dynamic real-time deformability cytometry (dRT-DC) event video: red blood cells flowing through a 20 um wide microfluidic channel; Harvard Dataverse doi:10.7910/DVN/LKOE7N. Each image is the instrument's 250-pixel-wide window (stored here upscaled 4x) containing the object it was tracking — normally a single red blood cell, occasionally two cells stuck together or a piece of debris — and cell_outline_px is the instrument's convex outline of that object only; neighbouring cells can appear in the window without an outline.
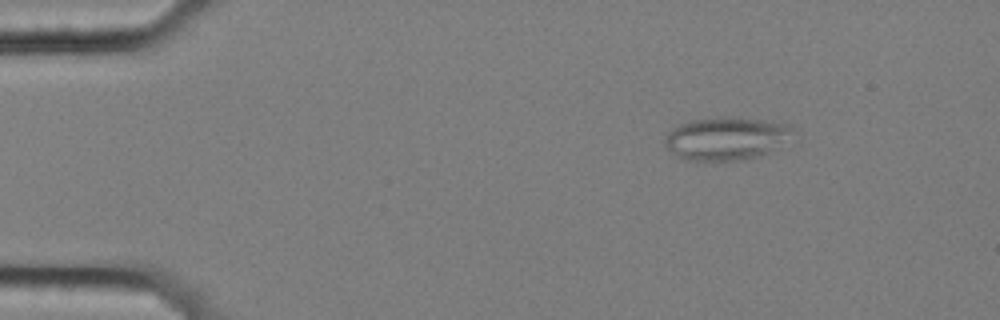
{"species": "common noctule bat (a hibernating species)", "species_latin": "Nyctalus noctula", "temperature_condition": "cold", "stored_images_in_passage": 53, "camera_frame_rate_fps": 3000, "um_per_image_px": 0.085, "animal": {"sex": "female", "body_mass_g": 25.1}, "frame": {"image": 1, "passage_image": 4, "time_ms": 1.0, "image_size_px": [1000, 320], "cell_outline_px": [[792, 128], [768, 152], [760, 156], [744, 160], [684, 160], [676, 156], [664, 144], [664, 136], [672, 128], [680, 124], [692, 120], [716, 116], [736, 116], [764, 120], [788, 124]], "centroid_in_image_um": [61.58, 11.75], "position_along_channel_um": 23.4, "area_um2": 31.56}}
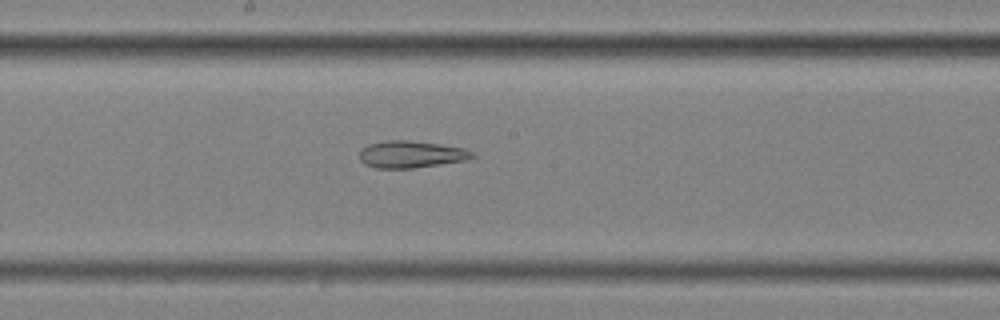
{"frame": {"image": 2, "passage_image": 27, "time_ms": 8.667, "image_size_px": [1000, 320], "cell_outline_px": [[476, 156], [464, 160], [412, 168], [376, 168], [364, 164], [360, 160], [360, 148], [368, 144], [384, 140], [408, 140], [440, 144], [464, 148], [472, 152]], "centroid_in_image_um": [34.88, 13.1], "position_along_channel_um": 213.3, "area_um2": 17.69}}
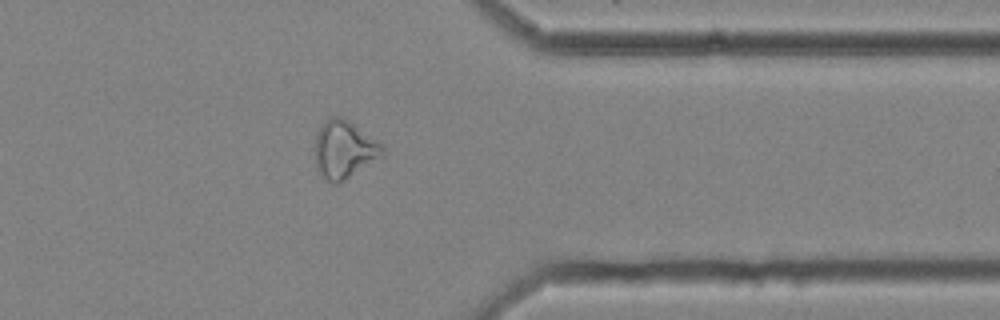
{"frame": {"image": 3, "passage_image": 42, "time_ms": 13.667, "image_size_px": [1000, 320], "cell_outline_px": [[384, 156], [344, 180], [336, 184], [332, 184], [316, 168], [316, 132], [320, 124], [324, 120], [332, 116], [340, 116], [348, 120], [384, 144]], "centroid_in_image_um": [29.28, 12.68], "position_along_channel_um": 382.1, "area_um2": 22.83}, "authors_computed_cell_mechanics": {"area_um2": 23.0044, "velocity_mm_per_s": 3.5311, "shape_relaxation_time_tau1_ms": null, "shape_relaxation_time_tau2_ms": 4.1931, "deformation_change_tau1": null, "deformation_change_tau2": 0.1459}}